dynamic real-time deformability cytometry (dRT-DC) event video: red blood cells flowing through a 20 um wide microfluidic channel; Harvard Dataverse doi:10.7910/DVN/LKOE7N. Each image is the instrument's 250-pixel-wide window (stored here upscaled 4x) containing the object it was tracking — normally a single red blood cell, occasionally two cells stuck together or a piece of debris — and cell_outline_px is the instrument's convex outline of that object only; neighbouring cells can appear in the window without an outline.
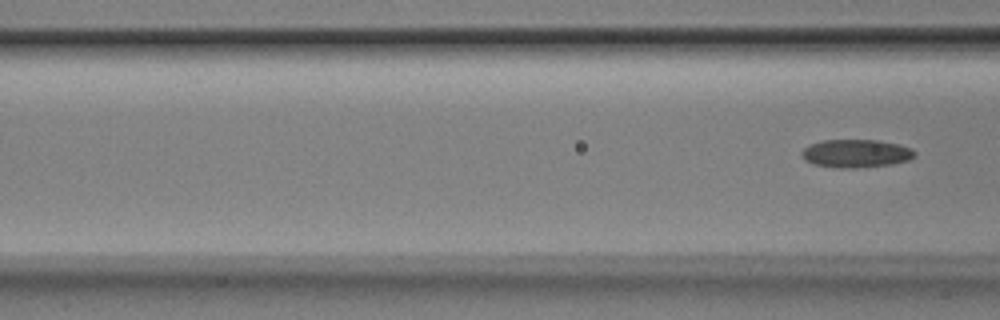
{"species": "Egyptian fruit bat (a non-hibernating species)", "species_latin": "Rousettus aegyptiacus", "temperature_condition": "room temperature", "stored_images_in_passage": 5, "segment_of_instrument_passage": [2, 2], "camera_frame_rate_fps": 3000, "um_per_image_px": 0.085, "animal": {"sex": "male"}, "frame": {"image": 1, "passage_image": 5, "time_ms": 1.333, "image_size_px": [1000, 320], "cell_outline_px": [[916, 156], [908, 160], [892, 164], [856, 168], [836, 168], [812, 164], [804, 160], [800, 156], [800, 152], [808, 144], [824, 140], [880, 140], [900, 144], [912, 148], [916, 152]], "centroid_in_image_um": [72.74, 13.04], "position_along_channel_um": 93.9, "area_um2": 18.9}}